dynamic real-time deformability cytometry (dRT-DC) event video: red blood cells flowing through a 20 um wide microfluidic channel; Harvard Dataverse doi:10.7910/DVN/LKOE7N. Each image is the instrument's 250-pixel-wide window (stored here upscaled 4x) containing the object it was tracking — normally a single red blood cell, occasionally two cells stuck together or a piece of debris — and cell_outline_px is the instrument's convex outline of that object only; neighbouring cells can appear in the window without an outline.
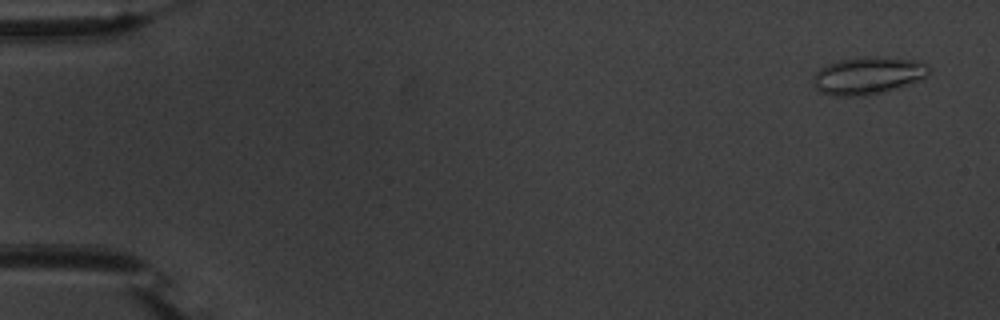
{"species": "common noctule bat (a hibernating species)", "species_latin": "Nyctalus noctula", "temperature_condition": "warm", "stored_images_in_passage": 6, "camera_frame_rate_fps": 3000, "um_per_image_px": 0.085, "animal": {"sex": "male", "body_mass_g": 20.1, "forearm_length_mm": 53.5}, "frame": {"image": 1, "passage_image": 3, "time_ms": 0.667, "image_size_px": [1000, 320], "cell_outline_px": [[932, 72], [928, 76], [920, 80], [884, 92], [860, 96], [832, 96], [820, 92], [812, 84], [812, 80], [816, 72], [820, 68], [828, 64], [840, 60], [864, 56], [868, 56], [916, 60], [932, 68]], "centroid_in_image_um": [73.78, 6.43], "position_along_channel_um": 11.2, "area_um2": 25.37}}